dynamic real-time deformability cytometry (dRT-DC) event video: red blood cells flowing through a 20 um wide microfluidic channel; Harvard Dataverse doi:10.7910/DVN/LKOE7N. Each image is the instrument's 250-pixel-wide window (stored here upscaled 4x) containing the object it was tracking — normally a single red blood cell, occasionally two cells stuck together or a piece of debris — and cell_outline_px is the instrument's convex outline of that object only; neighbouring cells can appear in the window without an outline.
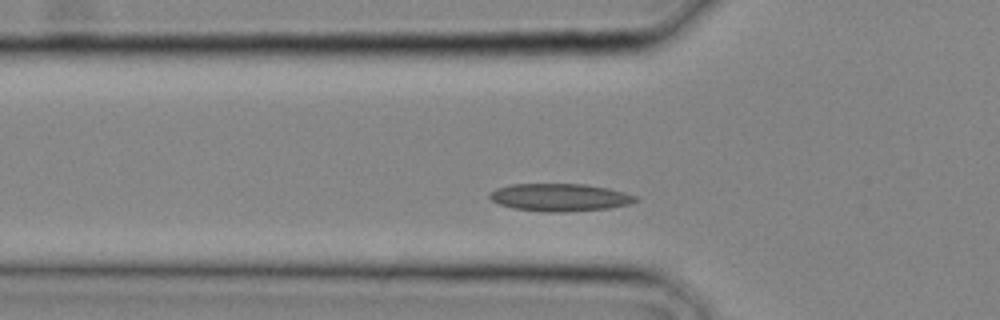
{"species": "common noctule bat (a hibernating species)", "species_latin": "Nyctalus noctula", "temperature_condition": "cold", "stored_images_in_passage": 8, "segment_of_instrument_passage": [1, 2], "camera_frame_rate_fps": 3000, "um_per_image_px": 0.085, "animal": {"sex": "male", "body_mass_g": 20.4}, "frame": {"image": 1, "passage_image": 6, "time_ms": 1.667, "image_size_px": [1000, 320], "cell_outline_px": [[636, 200], [628, 204], [608, 208], [564, 212], [548, 212], [512, 208], [500, 204], [492, 200], [488, 196], [496, 188], [512, 184], [584, 184], [608, 188], [624, 192], [636, 196]], "centroid_in_image_um": [47.56, 16.77], "position_along_channel_um": 78.2, "area_um2": 23.24}}